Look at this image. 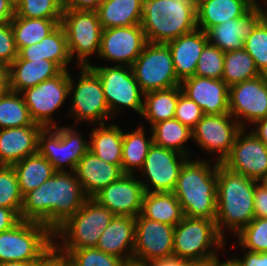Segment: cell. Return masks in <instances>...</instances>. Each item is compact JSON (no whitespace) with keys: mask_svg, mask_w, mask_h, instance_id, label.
I'll return each mask as SVG.
<instances>
[{"mask_svg":"<svg viewBox=\"0 0 267 266\" xmlns=\"http://www.w3.org/2000/svg\"><path fill=\"white\" fill-rule=\"evenodd\" d=\"M88 198L74 172L57 171L23 197L20 219L42 223L54 231Z\"/></svg>","mask_w":267,"mask_h":266,"instance_id":"obj_1","label":"cell"},{"mask_svg":"<svg viewBox=\"0 0 267 266\" xmlns=\"http://www.w3.org/2000/svg\"><path fill=\"white\" fill-rule=\"evenodd\" d=\"M257 182L218 163L215 222L218 233L224 239L226 231L237 235L254 219L253 201Z\"/></svg>","mask_w":267,"mask_h":266,"instance_id":"obj_2","label":"cell"},{"mask_svg":"<svg viewBox=\"0 0 267 266\" xmlns=\"http://www.w3.org/2000/svg\"><path fill=\"white\" fill-rule=\"evenodd\" d=\"M181 167L174 195L181 204L184 216L215 220L217 214V165L210 160L191 159Z\"/></svg>","mask_w":267,"mask_h":266,"instance_id":"obj_3","label":"cell"},{"mask_svg":"<svg viewBox=\"0 0 267 266\" xmlns=\"http://www.w3.org/2000/svg\"><path fill=\"white\" fill-rule=\"evenodd\" d=\"M141 27L152 43L190 33L197 29L196 0H144Z\"/></svg>","mask_w":267,"mask_h":266,"instance_id":"obj_4","label":"cell"},{"mask_svg":"<svg viewBox=\"0 0 267 266\" xmlns=\"http://www.w3.org/2000/svg\"><path fill=\"white\" fill-rule=\"evenodd\" d=\"M114 216L107 207L88 198L74 215L53 231L54 251L66 257L74 249L96 247Z\"/></svg>","mask_w":267,"mask_h":266,"instance_id":"obj_5","label":"cell"},{"mask_svg":"<svg viewBox=\"0 0 267 266\" xmlns=\"http://www.w3.org/2000/svg\"><path fill=\"white\" fill-rule=\"evenodd\" d=\"M53 251V231L42 223L20 220L0 232V263L46 262Z\"/></svg>","mask_w":267,"mask_h":266,"instance_id":"obj_6","label":"cell"},{"mask_svg":"<svg viewBox=\"0 0 267 266\" xmlns=\"http://www.w3.org/2000/svg\"><path fill=\"white\" fill-rule=\"evenodd\" d=\"M225 239L218 233L215 220L183 219L175 225L173 256L191 261H208L223 250Z\"/></svg>","mask_w":267,"mask_h":266,"instance_id":"obj_7","label":"cell"},{"mask_svg":"<svg viewBox=\"0 0 267 266\" xmlns=\"http://www.w3.org/2000/svg\"><path fill=\"white\" fill-rule=\"evenodd\" d=\"M63 27L71 59L79 67L92 65L90 56L97 57L101 47L102 27L97 11L63 9Z\"/></svg>","mask_w":267,"mask_h":266,"instance_id":"obj_8","label":"cell"},{"mask_svg":"<svg viewBox=\"0 0 267 266\" xmlns=\"http://www.w3.org/2000/svg\"><path fill=\"white\" fill-rule=\"evenodd\" d=\"M79 71L77 83L70 74L69 95H72V103L68 116H74L75 123H83L84 120L92 125L112 120L99 76L89 66L80 67Z\"/></svg>","mask_w":267,"mask_h":266,"instance_id":"obj_9","label":"cell"},{"mask_svg":"<svg viewBox=\"0 0 267 266\" xmlns=\"http://www.w3.org/2000/svg\"><path fill=\"white\" fill-rule=\"evenodd\" d=\"M71 126L43 128L38 137V153L46 158L56 171L74 172L80 159L89 151L86 139ZM88 140V141H87ZM65 166V167H64Z\"/></svg>","mask_w":267,"mask_h":266,"instance_id":"obj_10","label":"cell"},{"mask_svg":"<svg viewBox=\"0 0 267 266\" xmlns=\"http://www.w3.org/2000/svg\"><path fill=\"white\" fill-rule=\"evenodd\" d=\"M131 68L144 94L180 86L167 44L147 42Z\"/></svg>","mask_w":267,"mask_h":266,"instance_id":"obj_11","label":"cell"},{"mask_svg":"<svg viewBox=\"0 0 267 266\" xmlns=\"http://www.w3.org/2000/svg\"><path fill=\"white\" fill-rule=\"evenodd\" d=\"M100 78L110 114L115 117L124 107L141 115L144 93L135 79L130 66H89Z\"/></svg>","mask_w":267,"mask_h":266,"instance_id":"obj_12","label":"cell"},{"mask_svg":"<svg viewBox=\"0 0 267 266\" xmlns=\"http://www.w3.org/2000/svg\"><path fill=\"white\" fill-rule=\"evenodd\" d=\"M70 71L63 70L54 78L20 92L32 120L44 128L56 127L53 115L69 98Z\"/></svg>","mask_w":267,"mask_h":266,"instance_id":"obj_13","label":"cell"},{"mask_svg":"<svg viewBox=\"0 0 267 266\" xmlns=\"http://www.w3.org/2000/svg\"><path fill=\"white\" fill-rule=\"evenodd\" d=\"M188 158L177 151L153 143L143 167L137 171L146 177V181H143L145 178L140 179L145 192H173L181 167Z\"/></svg>","mask_w":267,"mask_h":266,"instance_id":"obj_14","label":"cell"},{"mask_svg":"<svg viewBox=\"0 0 267 266\" xmlns=\"http://www.w3.org/2000/svg\"><path fill=\"white\" fill-rule=\"evenodd\" d=\"M242 126L230 113L218 115H203L202 119L192 129V140L207 153L217 152L216 162L229 155Z\"/></svg>","mask_w":267,"mask_h":266,"instance_id":"obj_15","label":"cell"},{"mask_svg":"<svg viewBox=\"0 0 267 266\" xmlns=\"http://www.w3.org/2000/svg\"><path fill=\"white\" fill-rule=\"evenodd\" d=\"M229 113L246 129L245 124L267 118V75L230 86Z\"/></svg>","mask_w":267,"mask_h":266,"instance_id":"obj_16","label":"cell"},{"mask_svg":"<svg viewBox=\"0 0 267 266\" xmlns=\"http://www.w3.org/2000/svg\"><path fill=\"white\" fill-rule=\"evenodd\" d=\"M146 44L141 24L103 29L98 58L131 67Z\"/></svg>","mask_w":267,"mask_h":266,"instance_id":"obj_17","label":"cell"},{"mask_svg":"<svg viewBox=\"0 0 267 266\" xmlns=\"http://www.w3.org/2000/svg\"><path fill=\"white\" fill-rule=\"evenodd\" d=\"M243 128L229 155L222 161L228 169L259 181L267 175V147L252 131Z\"/></svg>","mask_w":267,"mask_h":266,"instance_id":"obj_18","label":"cell"},{"mask_svg":"<svg viewBox=\"0 0 267 266\" xmlns=\"http://www.w3.org/2000/svg\"><path fill=\"white\" fill-rule=\"evenodd\" d=\"M175 226L160 223L139 214L135 218L133 257L144 261L173 256Z\"/></svg>","mask_w":267,"mask_h":266,"instance_id":"obj_19","label":"cell"},{"mask_svg":"<svg viewBox=\"0 0 267 266\" xmlns=\"http://www.w3.org/2000/svg\"><path fill=\"white\" fill-rule=\"evenodd\" d=\"M145 190L135 175L123 174L117 181L102 188L92 198L114 215L137 217L141 214Z\"/></svg>","mask_w":267,"mask_h":266,"instance_id":"obj_20","label":"cell"},{"mask_svg":"<svg viewBox=\"0 0 267 266\" xmlns=\"http://www.w3.org/2000/svg\"><path fill=\"white\" fill-rule=\"evenodd\" d=\"M182 93L196 102L205 115L229 113V87L222 79L191 76L181 81Z\"/></svg>","mask_w":267,"mask_h":266,"instance_id":"obj_21","label":"cell"},{"mask_svg":"<svg viewBox=\"0 0 267 266\" xmlns=\"http://www.w3.org/2000/svg\"><path fill=\"white\" fill-rule=\"evenodd\" d=\"M260 21V10L255 4L243 17L210 28L206 32L208 42L224 53L243 49L246 38Z\"/></svg>","mask_w":267,"mask_h":266,"instance_id":"obj_22","label":"cell"},{"mask_svg":"<svg viewBox=\"0 0 267 266\" xmlns=\"http://www.w3.org/2000/svg\"><path fill=\"white\" fill-rule=\"evenodd\" d=\"M43 126L0 129V165L12 166L38 153V137Z\"/></svg>","mask_w":267,"mask_h":266,"instance_id":"obj_23","label":"cell"},{"mask_svg":"<svg viewBox=\"0 0 267 266\" xmlns=\"http://www.w3.org/2000/svg\"><path fill=\"white\" fill-rule=\"evenodd\" d=\"M208 43L206 32L200 29L166 43L172 55L176 76L180 81L195 75L200 54Z\"/></svg>","mask_w":267,"mask_h":266,"instance_id":"obj_24","label":"cell"},{"mask_svg":"<svg viewBox=\"0 0 267 266\" xmlns=\"http://www.w3.org/2000/svg\"><path fill=\"white\" fill-rule=\"evenodd\" d=\"M74 173L89 198L123 175L119 165L102 161L90 150L80 159Z\"/></svg>","mask_w":267,"mask_h":266,"instance_id":"obj_25","label":"cell"},{"mask_svg":"<svg viewBox=\"0 0 267 266\" xmlns=\"http://www.w3.org/2000/svg\"><path fill=\"white\" fill-rule=\"evenodd\" d=\"M135 217L115 215L100 235L96 248L122 260L133 257Z\"/></svg>","mask_w":267,"mask_h":266,"instance_id":"obj_26","label":"cell"},{"mask_svg":"<svg viewBox=\"0 0 267 266\" xmlns=\"http://www.w3.org/2000/svg\"><path fill=\"white\" fill-rule=\"evenodd\" d=\"M62 71L53 61L46 59L27 61L17 57L8 67L9 90L20 93L56 77Z\"/></svg>","mask_w":267,"mask_h":266,"instance_id":"obj_27","label":"cell"},{"mask_svg":"<svg viewBox=\"0 0 267 266\" xmlns=\"http://www.w3.org/2000/svg\"><path fill=\"white\" fill-rule=\"evenodd\" d=\"M255 4L254 0H196L197 29L207 32L229 19L241 18Z\"/></svg>","mask_w":267,"mask_h":266,"instance_id":"obj_28","label":"cell"},{"mask_svg":"<svg viewBox=\"0 0 267 266\" xmlns=\"http://www.w3.org/2000/svg\"><path fill=\"white\" fill-rule=\"evenodd\" d=\"M22 60L32 61L46 59L55 62L62 70H69L72 59L63 27L59 25L52 33L39 43L23 47L18 51Z\"/></svg>","mask_w":267,"mask_h":266,"instance_id":"obj_29","label":"cell"},{"mask_svg":"<svg viewBox=\"0 0 267 266\" xmlns=\"http://www.w3.org/2000/svg\"><path fill=\"white\" fill-rule=\"evenodd\" d=\"M97 124L89 133V150L102 161L122 166L123 131L119 124Z\"/></svg>","mask_w":267,"mask_h":266,"instance_id":"obj_30","label":"cell"},{"mask_svg":"<svg viewBox=\"0 0 267 266\" xmlns=\"http://www.w3.org/2000/svg\"><path fill=\"white\" fill-rule=\"evenodd\" d=\"M143 2L144 0H104L97 10L102 29L141 24Z\"/></svg>","mask_w":267,"mask_h":266,"instance_id":"obj_31","label":"cell"},{"mask_svg":"<svg viewBox=\"0 0 267 266\" xmlns=\"http://www.w3.org/2000/svg\"><path fill=\"white\" fill-rule=\"evenodd\" d=\"M141 215L172 226L184 217L181 204L173 192H145Z\"/></svg>","mask_w":267,"mask_h":266,"instance_id":"obj_32","label":"cell"},{"mask_svg":"<svg viewBox=\"0 0 267 266\" xmlns=\"http://www.w3.org/2000/svg\"><path fill=\"white\" fill-rule=\"evenodd\" d=\"M12 166L16 172L23 197L41 186L57 172L51 163L39 153L27 156Z\"/></svg>","mask_w":267,"mask_h":266,"instance_id":"obj_33","label":"cell"},{"mask_svg":"<svg viewBox=\"0 0 267 266\" xmlns=\"http://www.w3.org/2000/svg\"><path fill=\"white\" fill-rule=\"evenodd\" d=\"M146 138L145 127L139 125L134 131L123 132L122 166L123 174L135 175L136 169L141 170L150 146L153 144V135Z\"/></svg>","mask_w":267,"mask_h":266,"instance_id":"obj_34","label":"cell"},{"mask_svg":"<svg viewBox=\"0 0 267 266\" xmlns=\"http://www.w3.org/2000/svg\"><path fill=\"white\" fill-rule=\"evenodd\" d=\"M178 102V86L144 94L143 110L140 116L146 118L150 128L164 120L174 118Z\"/></svg>","mask_w":267,"mask_h":266,"instance_id":"obj_35","label":"cell"},{"mask_svg":"<svg viewBox=\"0 0 267 266\" xmlns=\"http://www.w3.org/2000/svg\"><path fill=\"white\" fill-rule=\"evenodd\" d=\"M150 130L152 131L154 144L177 151L188 157L193 155L185 148V143L192 139V130L177 119L160 121L154 124Z\"/></svg>","mask_w":267,"mask_h":266,"instance_id":"obj_36","label":"cell"},{"mask_svg":"<svg viewBox=\"0 0 267 266\" xmlns=\"http://www.w3.org/2000/svg\"><path fill=\"white\" fill-rule=\"evenodd\" d=\"M59 25L54 19L23 18L14 15L11 26L18 51L23 47L39 43Z\"/></svg>","mask_w":267,"mask_h":266,"instance_id":"obj_37","label":"cell"},{"mask_svg":"<svg viewBox=\"0 0 267 266\" xmlns=\"http://www.w3.org/2000/svg\"><path fill=\"white\" fill-rule=\"evenodd\" d=\"M260 75L252 56L244 48L225 53L222 80L228 87Z\"/></svg>","mask_w":267,"mask_h":266,"instance_id":"obj_38","label":"cell"},{"mask_svg":"<svg viewBox=\"0 0 267 266\" xmlns=\"http://www.w3.org/2000/svg\"><path fill=\"white\" fill-rule=\"evenodd\" d=\"M25 126L42 125L32 120L22 95L8 89L0 97V129Z\"/></svg>","mask_w":267,"mask_h":266,"instance_id":"obj_39","label":"cell"},{"mask_svg":"<svg viewBox=\"0 0 267 266\" xmlns=\"http://www.w3.org/2000/svg\"><path fill=\"white\" fill-rule=\"evenodd\" d=\"M15 15L23 18L54 19L59 24L63 15L62 0H20Z\"/></svg>","mask_w":267,"mask_h":266,"instance_id":"obj_40","label":"cell"},{"mask_svg":"<svg viewBox=\"0 0 267 266\" xmlns=\"http://www.w3.org/2000/svg\"><path fill=\"white\" fill-rule=\"evenodd\" d=\"M23 196L13 166L0 165V206L14 210L19 216Z\"/></svg>","mask_w":267,"mask_h":266,"instance_id":"obj_41","label":"cell"},{"mask_svg":"<svg viewBox=\"0 0 267 266\" xmlns=\"http://www.w3.org/2000/svg\"><path fill=\"white\" fill-rule=\"evenodd\" d=\"M236 236L241 250L267 252V218H254Z\"/></svg>","mask_w":267,"mask_h":266,"instance_id":"obj_42","label":"cell"},{"mask_svg":"<svg viewBox=\"0 0 267 266\" xmlns=\"http://www.w3.org/2000/svg\"><path fill=\"white\" fill-rule=\"evenodd\" d=\"M244 49L252 56L258 71L267 75V26L262 20L246 38Z\"/></svg>","mask_w":267,"mask_h":266,"instance_id":"obj_43","label":"cell"},{"mask_svg":"<svg viewBox=\"0 0 267 266\" xmlns=\"http://www.w3.org/2000/svg\"><path fill=\"white\" fill-rule=\"evenodd\" d=\"M225 53L208 43L198 59L195 76L222 79Z\"/></svg>","mask_w":267,"mask_h":266,"instance_id":"obj_44","label":"cell"},{"mask_svg":"<svg viewBox=\"0 0 267 266\" xmlns=\"http://www.w3.org/2000/svg\"><path fill=\"white\" fill-rule=\"evenodd\" d=\"M66 258L73 266H120L122 259L104 253L96 247L72 250Z\"/></svg>","mask_w":267,"mask_h":266,"instance_id":"obj_45","label":"cell"},{"mask_svg":"<svg viewBox=\"0 0 267 266\" xmlns=\"http://www.w3.org/2000/svg\"><path fill=\"white\" fill-rule=\"evenodd\" d=\"M203 115L200 106L183 94L181 87L178 86V102L174 118L192 130L202 119Z\"/></svg>","mask_w":267,"mask_h":266,"instance_id":"obj_46","label":"cell"},{"mask_svg":"<svg viewBox=\"0 0 267 266\" xmlns=\"http://www.w3.org/2000/svg\"><path fill=\"white\" fill-rule=\"evenodd\" d=\"M18 57L11 22L0 24V61L8 67Z\"/></svg>","mask_w":267,"mask_h":266,"instance_id":"obj_47","label":"cell"},{"mask_svg":"<svg viewBox=\"0 0 267 266\" xmlns=\"http://www.w3.org/2000/svg\"><path fill=\"white\" fill-rule=\"evenodd\" d=\"M254 218H267V190L258 182L254 190Z\"/></svg>","mask_w":267,"mask_h":266,"instance_id":"obj_48","label":"cell"},{"mask_svg":"<svg viewBox=\"0 0 267 266\" xmlns=\"http://www.w3.org/2000/svg\"><path fill=\"white\" fill-rule=\"evenodd\" d=\"M104 0H62L63 9L97 11Z\"/></svg>","mask_w":267,"mask_h":266,"instance_id":"obj_49","label":"cell"},{"mask_svg":"<svg viewBox=\"0 0 267 266\" xmlns=\"http://www.w3.org/2000/svg\"><path fill=\"white\" fill-rule=\"evenodd\" d=\"M240 266H267V252L245 251L242 258L235 256Z\"/></svg>","mask_w":267,"mask_h":266,"instance_id":"obj_50","label":"cell"},{"mask_svg":"<svg viewBox=\"0 0 267 266\" xmlns=\"http://www.w3.org/2000/svg\"><path fill=\"white\" fill-rule=\"evenodd\" d=\"M20 220V216L14 210L0 206V232L11 229Z\"/></svg>","mask_w":267,"mask_h":266,"instance_id":"obj_51","label":"cell"},{"mask_svg":"<svg viewBox=\"0 0 267 266\" xmlns=\"http://www.w3.org/2000/svg\"><path fill=\"white\" fill-rule=\"evenodd\" d=\"M15 15V6L9 0H0V24L9 23Z\"/></svg>","mask_w":267,"mask_h":266,"instance_id":"obj_52","label":"cell"},{"mask_svg":"<svg viewBox=\"0 0 267 266\" xmlns=\"http://www.w3.org/2000/svg\"><path fill=\"white\" fill-rule=\"evenodd\" d=\"M253 125H256V126H254V128L251 131L267 147V118L260 119L256 121Z\"/></svg>","mask_w":267,"mask_h":266,"instance_id":"obj_53","label":"cell"},{"mask_svg":"<svg viewBox=\"0 0 267 266\" xmlns=\"http://www.w3.org/2000/svg\"><path fill=\"white\" fill-rule=\"evenodd\" d=\"M47 266H73L71 262L66 258L55 251H53L48 258L46 259Z\"/></svg>","mask_w":267,"mask_h":266,"instance_id":"obj_54","label":"cell"},{"mask_svg":"<svg viewBox=\"0 0 267 266\" xmlns=\"http://www.w3.org/2000/svg\"><path fill=\"white\" fill-rule=\"evenodd\" d=\"M207 266H240L236 258H228V260L222 262L219 259L218 254L207 261Z\"/></svg>","mask_w":267,"mask_h":266,"instance_id":"obj_55","label":"cell"},{"mask_svg":"<svg viewBox=\"0 0 267 266\" xmlns=\"http://www.w3.org/2000/svg\"><path fill=\"white\" fill-rule=\"evenodd\" d=\"M0 89H9L8 66L0 61Z\"/></svg>","mask_w":267,"mask_h":266,"instance_id":"obj_56","label":"cell"},{"mask_svg":"<svg viewBox=\"0 0 267 266\" xmlns=\"http://www.w3.org/2000/svg\"><path fill=\"white\" fill-rule=\"evenodd\" d=\"M174 266H207V261L184 260L174 256Z\"/></svg>","mask_w":267,"mask_h":266,"instance_id":"obj_57","label":"cell"},{"mask_svg":"<svg viewBox=\"0 0 267 266\" xmlns=\"http://www.w3.org/2000/svg\"><path fill=\"white\" fill-rule=\"evenodd\" d=\"M149 266H174V256L153 259L149 261Z\"/></svg>","mask_w":267,"mask_h":266,"instance_id":"obj_58","label":"cell"},{"mask_svg":"<svg viewBox=\"0 0 267 266\" xmlns=\"http://www.w3.org/2000/svg\"><path fill=\"white\" fill-rule=\"evenodd\" d=\"M120 266H149V262L132 257L122 260Z\"/></svg>","mask_w":267,"mask_h":266,"instance_id":"obj_59","label":"cell"},{"mask_svg":"<svg viewBox=\"0 0 267 266\" xmlns=\"http://www.w3.org/2000/svg\"><path fill=\"white\" fill-rule=\"evenodd\" d=\"M46 262H5L0 266H44Z\"/></svg>","mask_w":267,"mask_h":266,"instance_id":"obj_60","label":"cell"},{"mask_svg":"<svg viewBox=\"0 0 267 266\" xmlns=\"http://www.w3.org/2000/svg\"><path fill=\"white\" fill-rule=\"evenodd\" d=\"M263 2H265V6H267V1L263 0ZM256 6L259 8L260 10V14H261V20L263 21V23L267 26V8L266 7H262L263 5L259 4V1L256 2ZM266 9V10H265Z\"/></svg>","mask_w":267,"mask_h":266,"instance_id":"obj_61","label":"cell"},{"mask_svg":"<svg viewBox=\"0 0 267 266\" xmlns=\"http://www.w3.org/2000/svg\"><path fill=\"white\" fill-rule=\"evenodd\" d=\"M258 183L261 184L267 190V175L261 178Z\"/></svg>","mask_w":267,"mask_h":266,"instance_id":"obj_62","label":"cell"},{"mask_svg":"<svg viewBox=\"0 0 267 266\" xmlns=\"http://www.w3.org/2000/svg\"><path fill=\"white\" fill-rule=\"evenodd\" d=\"M14 6H16L20 0H9Z\"/></svg>","mask_w":267,"mask_h":266,"instance_id":"obj_63","label":"cell"},{"mask_svg":"<svg viewBox=\"0 0 267 266\" xmlns=\"http://www.w3.org/2000/svg\"><path fill=\"white\" fill-rule=\"evenodd\" d=\"M8 89H0V97L7 91Z\"/></svg>","mask_w":267,"mask_h":266,"instance_id":"obj_64","label":"cell"}]
</instances>
